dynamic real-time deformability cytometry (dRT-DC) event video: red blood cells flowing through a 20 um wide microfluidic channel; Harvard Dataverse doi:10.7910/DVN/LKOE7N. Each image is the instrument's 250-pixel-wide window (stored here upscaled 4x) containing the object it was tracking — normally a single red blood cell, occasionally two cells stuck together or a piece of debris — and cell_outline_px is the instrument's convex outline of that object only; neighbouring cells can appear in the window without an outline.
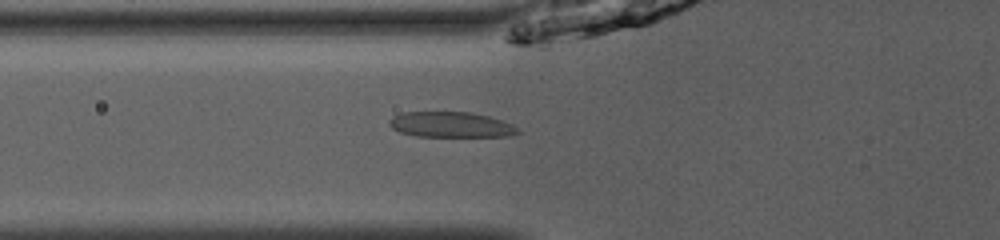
{"species": "common noctule bat (a hibernating species)", "species_latin": "Nyctalus noctula", "temperature_condition": "room temperature", "stored_images_in_passage": 52, "camera_frame_rate_fps": 3000, "um_per_image_px": 0.085, "animal": {"sex": "male", "body_mass_g": 13.0, "forearm_length_mm": 53.1}, "frame": {"image": 1, "passage_image": 21, "time_ms": 6.667, "image_size_px": [1000, 240], "cell_outline_px": [[520, 132], [512, 136], [416, 136], [400, 132], [392, 128], [388, 124], [388, 120], [392, 116], [404, 112], [468, 112], [488, 116], [504, 120], [520, 128]], "centroid_in_image_um": [38.34, 10.59], "position_along_channel_um": 87.5, "area_um2": 19.19}}
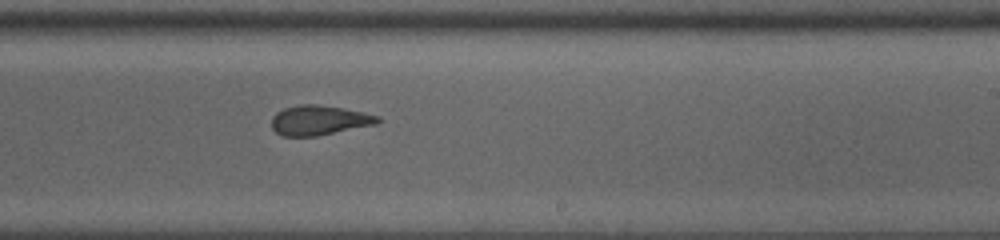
{"frame": {"image": 2, "passage_image": 34, "time_ms": 11.0, "image_size_px": [1000, 240], "cell_outline_px": [[380, 120], [376, 124], [316, 136], [284, 136], [276, 132], [272, 128], [272, 116], [276, 112], [284, 108], [300, 104], [316, 104], [340, 108], [380, 116]], "centroid_in_image_um": [27.09, 10.22], "position_along_channel_um": 261.9, "area_um2": 18.15}}
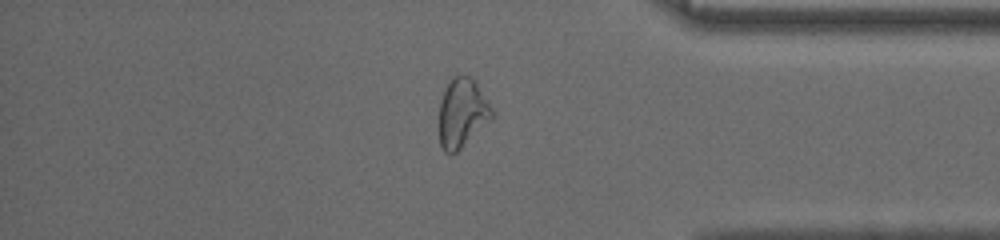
{"frame": {"image": 3, "passage_image": 45, "time_ms": 14.667, "image_size_px": [1000, 240], "cell_outline_px": [[496, 112], [456, 152], [444, 152], [440, 144], [440, 100], [452, 76], [472, 76], [476, 80]], "centroid_in_image_um": [39.3, 9.53], "position_along_channel_um": 395.9, "area_um2": 20.87}, "authors_computed_cell_mechanics": {"area_um2": 20.7791, "velocity_mm_per_s": 3.9992, "shape_relaxation_time_tau1_ms": 6.5955, "shape_relaxation_time_tau2_ms": 1.4085, "deformation_change_tau1": 0.2264, "deformation_change_tau2": 0.0797}}